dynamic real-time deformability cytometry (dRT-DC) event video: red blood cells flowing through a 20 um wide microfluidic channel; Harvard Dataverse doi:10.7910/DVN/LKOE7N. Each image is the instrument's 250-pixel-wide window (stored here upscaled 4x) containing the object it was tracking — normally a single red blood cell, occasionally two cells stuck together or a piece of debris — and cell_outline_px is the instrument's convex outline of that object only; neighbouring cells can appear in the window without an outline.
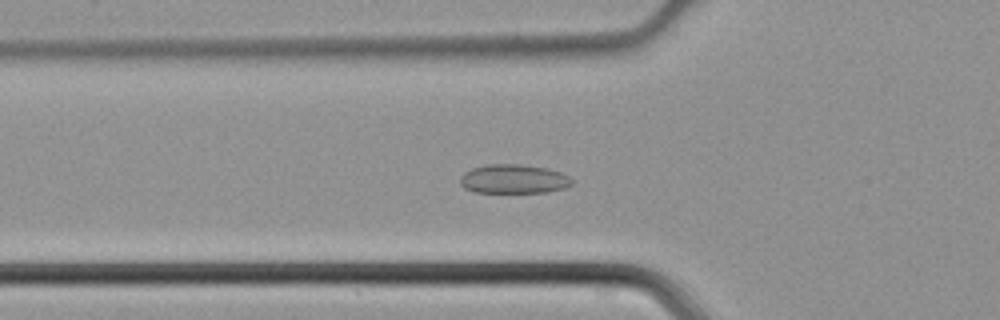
{"species": "common noctule bat (a hibernating species)", "species_latin": "Nyctalus noctula", "temperature_condition": "cold", "stored_images_in_passage": 37, "camera_frame_rate_fps": 3000, "um_per_image_px": 0.085, "animal": {"sex": "male", "body_mass_g": 21.5, "forearm_length_mm": 52.0}, "frame": {"image": 1, "passage_image": 16, "time_ms": 5.0, "image_size_px": [1000, 320], "cell_outline_px": [[572, 184], [564, 188], [548, 192], [476, 192], [464, 188], [460, 184], [460, 176], [464, 172], [472, 168], [488, 164], [520, 164], [548, 168], [560, 172], [568, 176], [572, 180]], "centroid_in_image_um": [43.64, 15.21], "position_along_channel_um": 82.2, "area_um2": 18.96}}
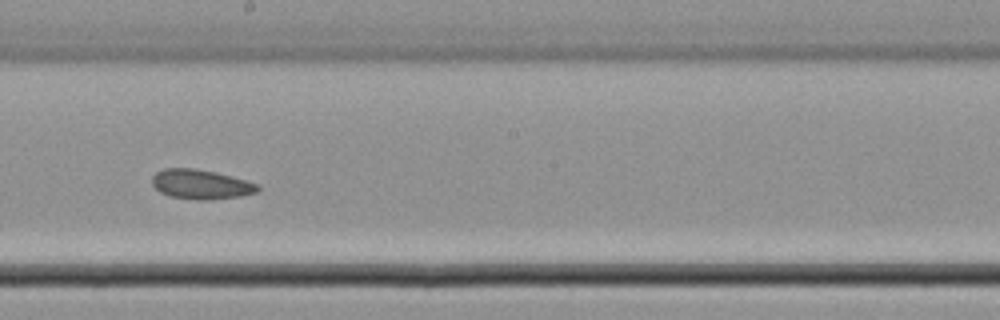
{"frame": {"image": 2, "passage_image": 26, "time_ms": 8.333, "image_size_px": [1000, 320], "cell_outline_px": [[260, 188], [256, 192], [240, 196], [208, 200], [196, 200], [172, 196], [160, 192], [152, 184], [152, 176], [156, 172], [164, 168], [196, 168], [216, 172], [232, 176], [260, 184]], "centroid_in_image_um": [17.09, 15.66], "position_along_channel_um": 231.1, "area_um2": 18.26}}
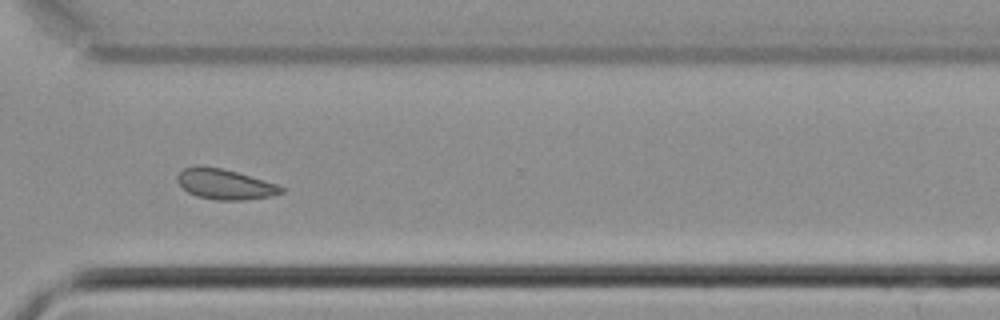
{"frame": {"image": 3, "passage_image": 34, "time_ms": 11.0, "image_size_px": [1000, 320], "cell_outline_px": [[284, 192], [272, 196], [244, 200], [216, 200], [196, 196], [188, 192], [176, 180], [176, 176], [184, 168], [196, 164], [220, 168], [236, 172], [276, 184], [284, 188]], "centroid_in_image_um": [19.08, 15.65], "position_along_channel_um": 351.5, "area_um2": 18.32}}